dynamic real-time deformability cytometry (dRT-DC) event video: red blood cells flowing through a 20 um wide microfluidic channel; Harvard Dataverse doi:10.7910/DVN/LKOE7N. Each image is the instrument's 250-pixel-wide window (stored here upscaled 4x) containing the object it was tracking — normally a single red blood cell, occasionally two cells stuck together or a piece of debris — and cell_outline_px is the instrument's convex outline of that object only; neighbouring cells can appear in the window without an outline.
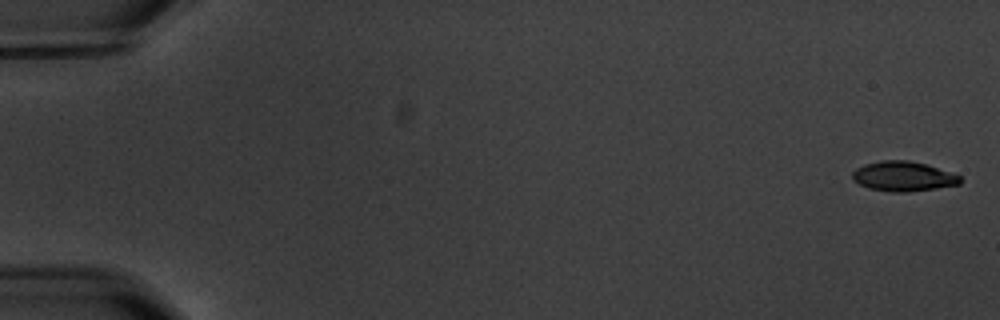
{"species": "common noctule bat (a hibernating species)", "species_latin": "Nyctalus noctula", "temperature_condition": "warm", "stored_images_in_passage": 6, "camera_frame_rate_fps": 3000, "um_per_image_px": 0.085, "animal": {"sex": "male", "body_mass_g": 20.1, "forearm_length_mm": 53.5}, "frame": {"image": 1, "passage_image": 1, "time_ms": 0.0, "image_size_px": [1000, 320], "cell_outline_px": [[960, 184], [936, 188], [908, 192], [892, 192], [868, 188], [852, 180], [852, 172], [856, 168], [864, 164], [880, 160], [908, 160], [924, 164], [960, 176]], "centroid_in_image_um": [76.71, 14.99], "position_along_channel_um": 8.3, "area_um2": 18.55}}
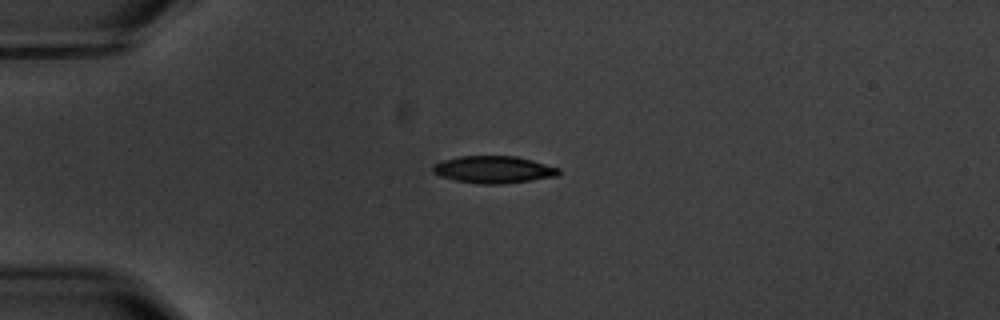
{"frame": {"image": 2, "passage_image": 5, "time_ms": 4.667, "image_size_px": [1000, 320], "cell_outline_px": [[560, 172], [556, 176], [532, 180], [504, 184], [480, 184], [456, 180], [440, 176], [432, 172], [432, 164], [440, 160], [460, 156], [516, 156], [532, 160], [560, 168]], "centroid_in_image_um": [41.92, 14.41], "position_along_channel_um": 43.1, "area_um2": 20.06}}